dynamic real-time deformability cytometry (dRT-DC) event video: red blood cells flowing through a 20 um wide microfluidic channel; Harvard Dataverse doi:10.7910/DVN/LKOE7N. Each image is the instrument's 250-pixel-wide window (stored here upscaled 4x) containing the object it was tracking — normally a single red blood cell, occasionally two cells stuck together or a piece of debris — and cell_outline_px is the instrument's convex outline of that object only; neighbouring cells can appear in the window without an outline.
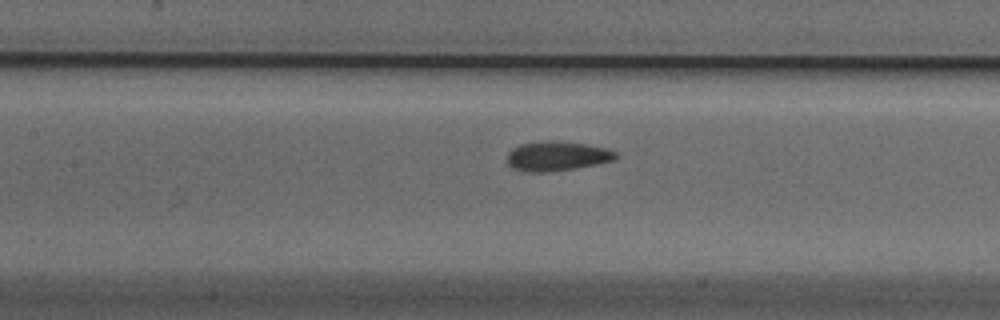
{"species": "Egyptian fruit bat (a non-hibernating species)", "species_latin": "Rousettus aegyptiacus", "temperature_condition": "cold", "stored_images_in_passage": 31, "camera_frame_rate_fps": 3000, "um_per_image_px": 0.085, "animal": {"sex": "male"}, "frame": {"image": 1, "passage_image": 12, "time_ms": 3.667, "image_size_px": [1000, 320], "cell_outline_px": [[620, 156], [616, 160], [576, 168], [548, 172], [524, 172], [512, 168], [508, 164], [508, 152], [512, 148], [520, 144], [544, 140], [556, 140], [584, 144], [608, 148], [616, 152]], "centroid_in_image_um": [47.36, 13.26], "position_along_channel_um": 160.0, "area_um2": 19.02}}
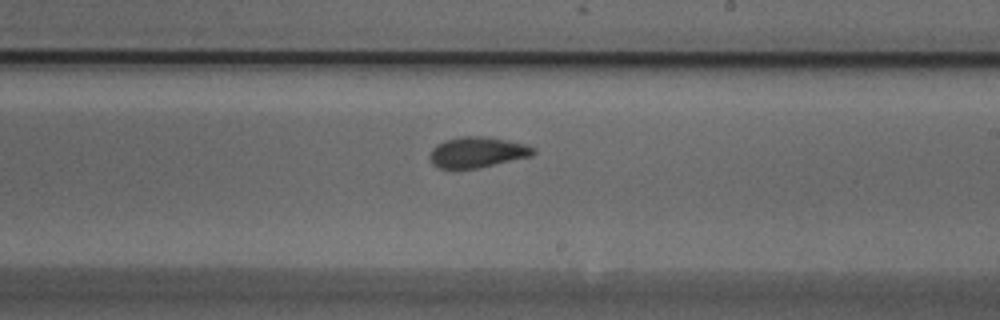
{"frame": {"image": 2, "passage_image": 19, "time_ms": 6.0, "image_size_px": [1000, 320], "cell_outline_px": [[536, 152], [532, 156], [476, 168], [440, 168], [432, 164], [428, 156], [432, 148], [436, 144], [444, 140], [460, 136], [484, 136], [524, 144], [532, 148]], "centroid_in_image_um": [40.51, 12.93], "position_along_channel_um": 248.5, "area_um2": 18.32}}
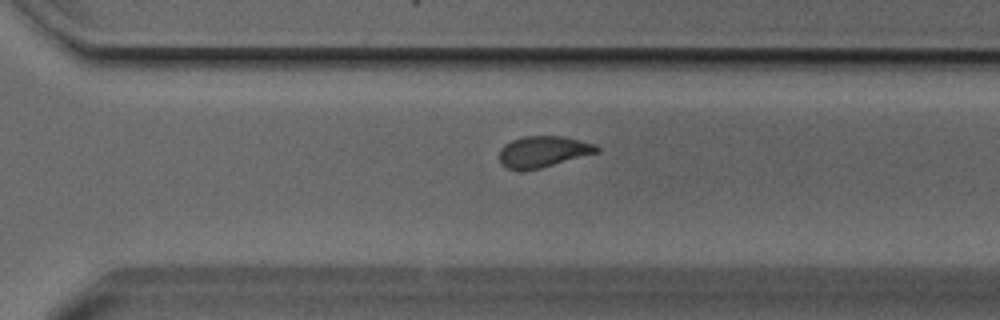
{"frame": {"image": 3, "passage_image": 25, "time_ms": 8.0, "image_size_px": [1000, 320], "cell_outline_px": [[600, 152], [540, 168], [508, 168], [500, 164], [500, 148], [504, 144], [512, 140], [524, 136], [564, 136], [596, 144], [600, 148]], "centroid_in_image_um": [46.21, 12.86], "position_along_channel_um": 324.4, "area_um2": 17.51}}